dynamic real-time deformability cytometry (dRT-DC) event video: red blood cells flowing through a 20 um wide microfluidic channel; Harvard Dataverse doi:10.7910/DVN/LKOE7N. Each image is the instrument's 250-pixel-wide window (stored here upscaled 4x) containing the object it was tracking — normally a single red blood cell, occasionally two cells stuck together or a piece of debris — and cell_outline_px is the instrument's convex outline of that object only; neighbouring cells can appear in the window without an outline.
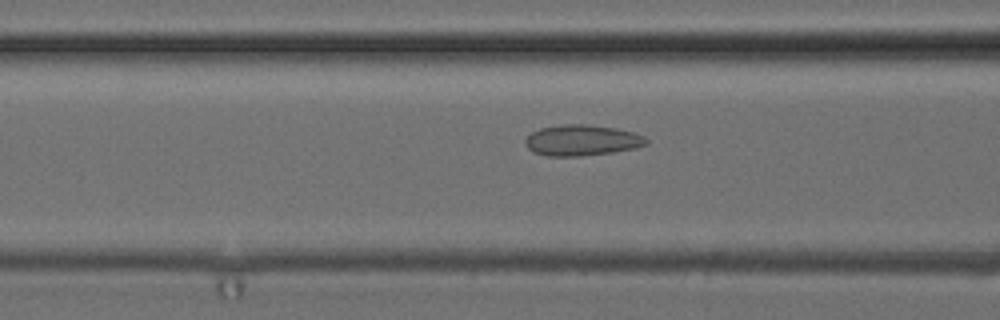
{"species": "common noctule bat (a hibernating species)", "species_latin": "Nyctalus noctula", "temperature_condition": "cold", "stored_images_in_passage": 52, "camera_frame_rate_fps": 3000, "um_per_image_px": 0.085, "animal": {"sex": "female", "body_mass_g": 24.6, "forearm_length_mm": 56.2}, "frame": {"image": 1, "passage_image": 21, "time_ms": 6.667, "image_size_px": [1000, 320], "cell_outline_px": [[648, 144], [632, 148], [612, 152], [580, 156], [548, 156], [532, 152], [524, 144], [524, 140], [532, 132], [540, 128], [564, 124], [584, 124], [616, 128], [632, 132], [644, 136], [648, 140]], "centroid_in_image_um": [49.42, 11.92], "position_along_channel_um": 117.2, "area_um2": 21.68}}
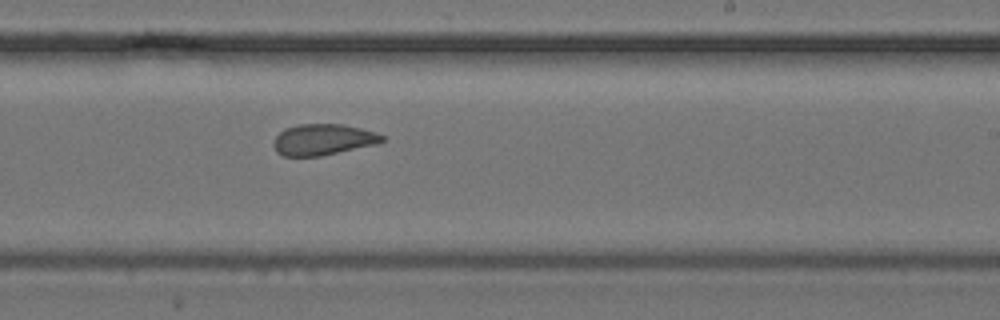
{"frame": {"image": 2, "passage_image": 32, "time_ms": 10.333, "image_size_px": [1000, 320], "cell_outline_px": [[384, 140], [380, 144], [320, 156], [284, 156], [276, 152], [272, 144], [276, 136], [284, 128], [296, 124], [344, 124], [376, 132], [384, 136]], "centroid_in_image_um": [27.47, 11.86], "position_along_channel_um": 261.5, "area_um2": 19.94}}
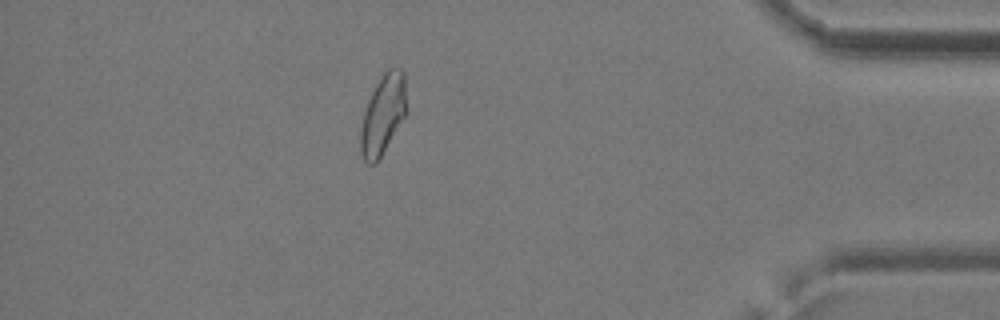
{"frame": {"image": 3, "passage_image": 46, "time_ms": 15.0, "image_size_px": [1000, 320], "cell_outline_px": [[408, 112], [376, 164], [368, 164], [364, 160], [360, 152], [360, 128], [364, 112], [368, 100], [376, 84], [384, 72], [388, 68], [400, 68], [404, 72]], "centroid_in_image_um": [32.57, 9.74], "position_along_channel_um": 402.6, "area_um2": 21.62}, "authors_computed_cell_mechanics": {"area_um2": 21.6461, "velocity_mm_per_s": 3.9297, "shape_relaxation_time_tau1_ms": null, "shape_relaxation_time_tau2_ms": 1.7787, "deformation_change_tau1": null, "deformation_change_tau2": 0.0753}}